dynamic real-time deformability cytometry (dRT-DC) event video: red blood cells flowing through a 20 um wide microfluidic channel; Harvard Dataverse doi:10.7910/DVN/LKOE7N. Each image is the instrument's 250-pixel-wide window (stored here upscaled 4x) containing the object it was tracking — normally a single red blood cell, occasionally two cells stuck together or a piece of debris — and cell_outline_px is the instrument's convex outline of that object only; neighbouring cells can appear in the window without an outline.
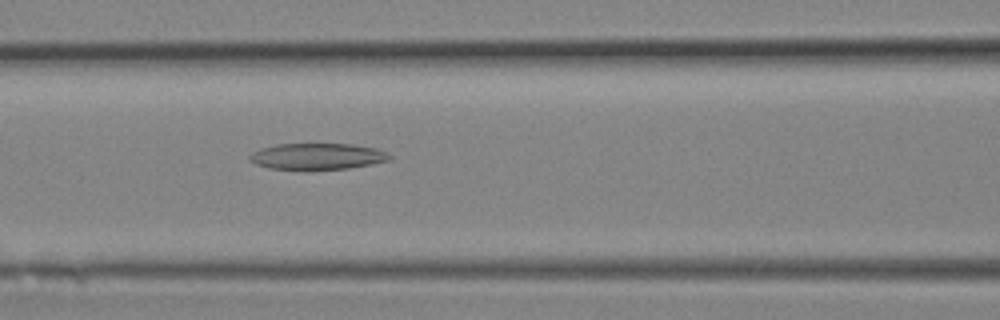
{"species": "Egyptian fruit bat (a non-hibernating species)", "species_latin": "Rousettus aegyptiacus", "temperature_condition": "room temperature", "stored_images_in_passage": 3, "camera_frame_rate_fps": 3000, "um_per_image_px": 0.085, "animal": {"sex": "female"}, "frame": {"image": 1, "passage_image": 3, "time_ms": 0.667, "image_size_px": [1000, 320], "cell_outline_px": [[392, 160], [372, 164], [348, 168], [268, 168], [256, 164], [248, 156], [252, 152], [260, 148], [276, 144], [352, 144], [376, 148], [388, 152], [392, 156]], "centroid_in_image_um": [27.03, 13.26], "position_along_channel_um": 139.6, "area_um2": 21.1}}